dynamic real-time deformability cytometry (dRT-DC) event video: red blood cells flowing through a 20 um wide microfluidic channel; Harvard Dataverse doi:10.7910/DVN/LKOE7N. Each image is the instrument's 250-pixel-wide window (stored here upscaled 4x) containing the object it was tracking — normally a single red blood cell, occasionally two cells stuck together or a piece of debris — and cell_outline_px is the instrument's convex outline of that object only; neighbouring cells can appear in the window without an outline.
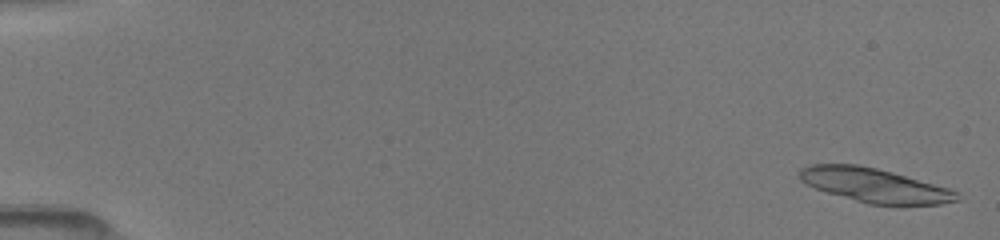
{"species": "common noctule bat (a hibernating species)", "species_latin": "Nyctalus noctula", "temperature_condition": "room temperature", "stored_images_in_passage": 59, "segment_of_instrument_passage": [1, 2], "camera_frame_rate_fps": 3000, "um_per_image_px": 0.085, "animal": {"sex": "female", "body_mass_g": 19.5, "forearm_length_mm": 54.1}, "frame": {"image": 1, "passage_image": 1, "time_ms": 0.0, "image_size_px": [1000, 240], "cell_outline_px": [[960, 200], [940, 204], [868, 204], [828, 192], [816, 188], [800, 180], [800, 168], [812, 164], [856, 164], [876, 168], [892, 172], [948, 188], [956, 192]], "centroid_in_image_um": [74.32, 15.74], "position_along_channel_um": 10.7, "area_um2": 30.63}}